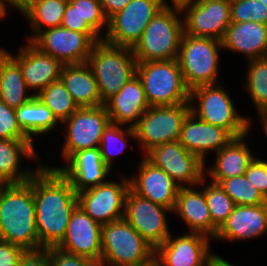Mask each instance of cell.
Here are the masks:
<instances>
[{
  "label": "cell",
  "instance_id": "cell-1",
  "mask_svg": "<svg viewBox=\"0 0 267 266\" xmlns=\"http://www.w3.org/2000/svg\"><path fill=\"white\" fill-rule=\"evenodd\" d=\"M35 221L42 248L57 247L64 239L77 193L59 171L42 165L33 175Z\"/></svg>",
  "mask_w": 267,
  "mask_h": 266
},
{
  "label": "cell",
  "instance_id": "cell-2",
  "mask_svg": "<svg viewBox=\"0 0 267 266\" xmlns=\"http://www.w3.org/2000/svg\"><path fill=\"white\" fill-rule=\"evenodd\" d=\"M0 240L38 250L33 176L24 183L0 184Z\"/></svg>",
  "mask_w": 267,
  "mask_h": 266
},
{
  "label": "cell",
  "instance_id": "cell-3",
  "mask_svg": "<svg viewBox=\"0 0 267 266\" xmlns=\"http://www.w3.org/2000/svg\"><path fill=\"white\" fill-rule=\"evenodd\" d=\"M224 83L190 90L191 112L200 120L225 129L233 138L250 132V116H243Z\"/></svg>",
  "mask_w": 267,
  "mask_h": 266
},
{
  "label": "cell",
  "instance_id": "cell-4",
  "mask_svg": "<svg viewBox=\"0 0 267 266\" xmlns=\"http://www.w3.org/2000/svg\"><path fill=\"white\" fill-rule=\"evenodd\" d=\"M184 33L181 10L164 6L132 48L137 62L176 59Z\"/></svg>",
  "mask_w": 267,
  "mask_h": 266
},
{
  "label": "cell",
  "instance_id": "cell-5",
  "mask_svg": "<svg viewBox=\"0 0 267 266\" xmlns=\"http://www.w3.org/2000/svg\"><path fill=\"white\" fill-rule=\"evenodd\" d=\"M221 50L223 52L221 40L183 33L177 60L189 90L222 83L218 79Z\"/></svg>",
  "mask_w": 267,
  "mask_h": 266
},
{
  "label": "cell",
  "instance_id": "cell-6",
  "mask_svg": "<svg viewBox=\"0 0 267 266\" xmlns=\"http://www.w3.org/2000/svg\"><path fill=\"white\" fill-rule=\"evenodd\" d=\"M87 63L94 73L103 102L136 75L137 60L132 48L114 46L103 40L94 44Z\"/></svg>",
  "mask_w": 267,
  "mask_h": 266
},
{
  "label": "cell",
  "instance_id": "cell-7",
  "mask_svg": "<svg viewBox=\"0 0 267 266\" xmlns=\"http://www.w3.org/2000/svg\"><path fill=\"white\" fill-rule=\"evenodd\" d=\"M136 75L142 81L150 107L189 102L187 88L176 59L137 62Z\"/></svg>",
  "mask_w": 267,
  "mask_h": 266
},
{
  "label": "cell",
  "instance_id": "cell-8",
  "mask_svg": "<svg viewBox=\"0 0 267 266\" xmlns=\"http://www.w3.org/2000/svg\"><path fill=\"white\" fill-rule=\"evenodd\" d=\"M99 266H137L155 257L152 247L124 218L102 225Z\"/></svg>",
  "mask_w": 267,
  "mask_h": 266
},
{
  "label": "cell",
  "instance_id": "cell-9",
  "mask_svg": "<svg viewBox=\"0 0 267 266\" xmlns=\"http://www.w3.org/2000/svg\"><path fill=\"white\" fill-rule=\"evenodd\" d=\"M110 117L104 105L79 107L69 118L61 123L63 143L60 150L62 163L48 168L58 170L74 153L100 146L103 130L110 124Z\"/></svg>",
  "mask_w": 267,
  "mask_h": 266
},
{
  "label": "cell",
  "instance_id": "cell-10",
  "mask_svg": "<svg viewBox=\"0 0 267 266\" xmlns=\"http://www.w3.org/2000/svg\"><path fill=\"white\" fill-rule=\"evenodd\" d=\"M190 112L189 102L149 107L133 127L136 147L142 156L155 146L179 141L183 122Z\"/></svg>",
  "mask_w": 267,
  "mask_h": 266
},
{
  "label": "cell",
  "instance_id": "cell-11",
  "mask_svg": "<svg viewBox=\"0 0 267 266\" xmlns=\"http://www.w3.org/2000/svg\"><path fill=\"white\" fill-rule=\"evenodd\" d=\"M163 7V0H131L123 10L108 19L102 40L114 46L133 48L146 26Z\"/></svg>",
  "mask_w": 267,
  "mask_h": 266
},
{
  "label": "cell",
  "instance_id": "cell-12",
  "mask_svg": "<svg viewBox=\"0 0 267 266\" xmlns=\"http://www.w3.org/2000/svg\"><path fill=\"white\" fill-rule=\"evenodd\" d=\"M118 181L107 182L77 193L78 205L101 225L124 218L126 194L130 189L129 177L124 172Z\"/></svg>",
  "mask_w": 267,
  "mask_h": 266
},
{
  "label": "cell",
  "instance_id": "cell-13",
  "mask_svg": "<svg viewBox=\"0 0 267 266\" xmlns=\"http://www.w3.org/2000/svg\"><path fill=\"white\" fill-rule=\"evenodd\" d=\"M172 210L128 190L124 219L155 249L172 234L168 215Z\"/></svg>",
  "mask_w": 267,
  "mask_h": 266
},
{
  "label": "cell",
  "instance_id": "cell-14",
  "mask_svg": "<svg viewBox=\"0 0 267 266\" xmlns=\"http://www.w3.org/2000/svg\"><path fill=\"white\" fill-rule=\"evenodd\" d=\"M144 156L180 187L196 186L205 177V163L187 151L179 141L155 146Z\"/></svg>",
  "mask_w": 267,
  "mask_h": 266
},
{
  "label": "cell",
  "instance_id": "cell-15",
  "mask_svg": "<svg viewBox=\"0 0 267 266\" xmlns=\"http://www.w3.org/2000/svg\"><path fill=\"white\" fill-rule=\"evenodd\" d=\"M184 33L222 40L231 24L230 0H200L181 10Z\"/></svg>",
  "mask_w": 267,
  "mask_h": 266
},
{
  "label": "cell",
  "instance_id": "cell-16",
  "mask_svg": "<svg viewBox=\"0 0 267 266\" xmlns=\"http://www.w3.org/2000/svg\"><path fill=\"white\" fill-rule=\"evenodd\" d=\"M211 242L209 237L198 233L170 235L155 249V257L160 266H208L214 254Z\"/></svg>",
  "mask_w": 267,
  "mask_h": 266
},
{
  "label": "cell",
  "instance_id": "cell-17",
  "mask_svg": "<svg viewBox=\"0 0 267 266\" xmlns=\"http://www.w3.org/2000/svg\"><path fill=\"white\" fill-rule=\"evenodd\" d=\"M31 42L63 65L86 63L95 44L86 33L61 26L41 31Z\"/></svg>",
  "mask_w": 267,
  "mask_h": 266
},
{
  "label": "cell",
  "instance_id": "cell-18",
  "mask_svg": "<svg viewBox=\"0 0 267 266\" xmlns=\"http://www.w3.org/2000/svg\"><path fill=\"white\" fill-rule=\"evenodd\" d=\"M1 48L20 66L28 89L37 95L50 83L60 79L63 64L51 55L42 52L31 41H27L13 54Z\"/></svg>",
  "mask_w": 267,
  "mask_h": 266
},
{
  "label": "cell",
  "instance_id": "cell-19",
  "mask_svg": "<svg viewBox=\"0 0 267 266\" xmlns=\"http://www.w3.org/2000/svg\"><path fill=\"white\" fill-rule=\"evenodd\" d=\"M102 225L93 220L79 205L72 211L59 249L86 257L100 264L102 255Z\"/></svg>",
  "mask_w": 267,
  "mask_h": 266
},
{
  "label": "cell",
  "instance_id": "cell-20",
  "mask_svg": "<svg viewBox=\"0 0 267 266\" xmlns=\"http://www.w3.org/2000/svg\"><path fill=\"white\" fill-rule=\"evenodd\" d=\"M138 161L136 172L128 175L130 189L155 204L174 210L180 186L145 156Z\"/></svg>",
  "mask_w": 267,
  "mask_h": 266
},
{
  "label": "cell",
  "instance_id": "cell-21",
  "mask_svg": "<svg viewBox=\"0 0 267 266\" xmlns=\"http://www.w3.org/2000/svg\"><path fill=\"white\" fill-rule=\"evenodd\" d=\"M36 148L30 139H0V184L27 182L44 163ZM22 161L29 166L22 167Z\"/></svg>",
  "mask_w": 267,
  "mask_h": 266
},
{
  "label": "cell",
  "instance_id": "cell-22",
  "mask_svg": "<svg viewBox=\"0 0 267 266\" xmlns=\"http://www.w3.org/2000/svg\"><path fill=\"white\" fill-rule=\"evenodd\" d=\"M267 236V204L236 205L213 241L244 242Z\"/></svg>",
  "mask_w": 267,
  "mask_h": 266
},
{
  "label": "cell",
  "instance_id": "cell-23",
  "mask_svg": "<svg viewBox=\"0 0 267 266\" xmlns=\"http://www.w3.org/2000/svg\"><path fill=\"white\" fill-rule=\"evenodd\" d=\"M252 119L253 117L250 115V132L232 138L221 150L215 153L211 166L205 163V177H208V180L218 184L223 179L243 175L257 157V154L251 150L247 139L252 126H255Z\"/></svg>",
  "mask_w": 267,
  "mask_h": 266
},
{
  "label": "cell",
  "instance_id": "cell-24",
  "mask_svg": "<svg viewBox=\"0 0 267 266\" xmlns=\"http://www.w3.org/2000/svg\"><path fill=\"white\" fill-rule=\"evenodd\" d=\"M172 214H176L175 216H178V219L180 218L183 221L187 226L188 231L186 232L188 233L202 234L211 240L217 235L218 229L212 224L203 191V179L196 186L179 188Z\"/></svg>",
  "mask_w": 267,
  "mask_h": 266
},
{
  "label": "cell",
  "instance_id": "cell-25",
  "mask_svg": "<svg viewBox=\"0 0 267 266\" xmlns=\"http://www.w3.org/2000/svg\"><path fill=\"white\" fill-rule=\"evenodd\" d=\"M58 170L76 193L107 182L113 174L102 160L99 147L77 151Z\"/></svg>",
  "mask_w": 267,
  "mask_h": 266
},
{
  "label": "cell",
  "instance_id": "cell-26",
  "mask_svg": "<svg viewBox=\"0 0 267 266\" xmlns=\"http://www.w3.org/2000/svg\"><path fill=\"white\" fill-rule=\"evenodd\" d=\"M232 138L225 129L202 121L190 112L183 122L179 142L207 163L208 156L221 150Z\"/></svg>",
  "mask_w": 267,
  "mask_h": 266
},
{
  "label": "cell",
  "instance_id": "cell-27",
  "mask_svg": "<svg viewBox=\"0 0 267 266\" xmlns=\"http://www.w3.org/2000/svg\"><path fill=\"white\" fill-rule=\"evenodd\" d=\"M111 123L133 128L150 107L147 103L142 81L137 75L131 78L120 91L104 102Z\"/></svg>",
  "mask_w": 267,
  "mask_h": 266
},
{
  "label": "cell",
  "instance_id": "cell-28",
  "mask_svg": "<svg viewBox=\"0 0 267 266\" xmlns=\"http://www.w3.org/2000/svg\"><path fill=\"white\" fill-rule=\"evenodd\" d=\"M222 41L223 51L243 55L246 62L267 57V25L231 22Z\"/></svg>",
  "mask_w": 267,
  "mask_h": 266
},
{
  "label": "cell",
  "instance_id": "cell-29",
  "mask_svg": "<svg viewBox=\"0 0 267 266\" xmlns=\"http://www.w3.org/2000/svg\"><path fill=\"white\" fill-rule=\"evenodd\" d=\"M60 80L78 107L104 105L94 73L87 62L63 65Z\"/></svg>",
  "mask_w": 267,
  "mask_h": 266
},
{
  "label": "cell",
  "instance_id": "cell-30",
  "mask_svg": "<svg viewBox=\"0 0 267 266\" xmlns=\"http://www.w3.org/2000/svg\"><path fill=\"white\" fill-rule=\"evenodd\" d=\"M33 97L20 66L0 47V100L17 109Z\"/></svg>",
  "mask_w": 267,
  "mask_h": 266
},
{
  "label": "cell",
  "instance_id": "cell-31",
  "mask_svg": "<svg viewBox=\"0 0 267 266\" xmlns=\"http://www.w3.org/2000/svg\"><path fill=\"white\" fill-rule=\"evenodd\" d=\"M15 112L22 131L34 144H37L35 142L37 137L43 136L44 138L61 127V123L55 118L52 111L36 96L15 109Z\"/></svg>",
  "mask_w": 267,
  "mask_h": 266
},
{
  "label": "cell",
  "instance_id": "cell-32",
  "mask_svg": "<svg viewBox=\"0 0 267 266\" xmlns=\"http://www.w3.org/2000/svg\"><path fill=\"white\" fill-rule=\"evenodd\" d=\"M68 0H35L22 17L28 22L31 34L26 36L32 41L41 31L60 27Z\"/></svg>",
  "mask_w": 267,
  "mask_h": 266
},
{
  "label": "cell",
  "instance_id": "cell-33",
  "mask_svg": "<svg viewBox=\"0 0 267 266\" xmlns=\"http://www.w3.org/2000/svg\"><path fill=\"white\" fill-rule=\"evenodd\" d=\"M242 91L248 93L255 112L267 102V57L247 61Z\"/></svg>",
  "mask_w": 267,
  "mask_h": 266
},
{
  "label": "cell",
  "instance_id": "cell-34",
  "mask_svg": "<svg viewBox=\"0 0 267 266\" xmlns=\"http://www.w3.org/2000/svg\"><path fill=\"white\" fill-rule=\"evenodd\" d=\"M135 139V132L133 128L110 122V124L103 130L99 146L104 163L113 170V163L116 161V156L125 153L128 145L131 141L135 142Z\"/></svg>",
  "mask_w": 267,
  "mask_h": 266
},
{
  "label": "cell",
  "instance_id": "cell-35",
  "mask_svg": "<svg viewBox=\"0 0 267 266\" xmlns=\"http://www.w3.org/2000/svg\"><path fill=\"white\" fill-rule=\"evenodd\" d=\"M35 96L52 111L60 123L79 108L60 79L50 83Z\"/></svg>",
  "mask_w": 267,
  "mask_h": 266
},
{
  "label": "cell",
  "instance_id": "cell-36",
  "mask_svg": "<svg viewBox=\"0 0 267 266\" xmlns=\"http://www.w3.org/2000/svg\"><path fill=\"white\" fill-rule=\"evenodd\" d=\"M203 178V191L207 201L212 224L219 229L236 207L235 202L220 187L219 184Z\"/></svg>",
  "mask_w": 267,
  "mask_h": 266
},
{
  "label": "cell",
  "instance_id": "cell-37",
  "mask_svg": "<svg viewBox=\"0 0 267 266\" xmlns=\"http://www.w3.org/2000/svg\"><path fill=\"white\" fill-rule=\"evenodd\" d=\"M218 184L236 205L267 204V199L249 182L244 174L223 179Z\"/></svg>",
  "mask_w": 267,
  "mask_h": 266
},
{
  "label": "cell",
  "instance_id": "cell-38",
  "mask_svg": "<svg viewBox=\"0 0 267 266\" xmlns=\"http://www.w3.org/2000/svg\"><path fill=\"white\" fill-rule=\"evenodd\" d=\"M231 22H257L267 25V6L261 0L230 1Z\"/></svg>",
  "mask_w": 267,
  "mask_h": 266
},
{
  "label": "cell",
  "instance_id": "cell-39",
  "mask_svg": "<svg viewBox=\"0 0 267 266\" xmlns=\"http://www.w3.org/2000/svg\"><path fill=\"white\" fill-rule=\"evenodd\" d=\"M78 11L82 21L103 38L108 28V19L105 17L100 0H68ZM103 35V36H102Z\"/></svg>",
  "mask_w": 267,
  "mask_h": 266
},
{
  "label": "cell",
  "instance_id": "cell-40",
  "mask_svg": "<svg viewBox=\"0 0 267 266\" xmlns=\"http://www.w3.org/2000/svg\"><path fill=\"white\" fill-rule=\"evenodd\" d=\"M0 139H29L22 131L15 109L0 100Z\"/></svg>",
  "mask_w": 267,
  "mask_h": 266
},
{
  "label": "cell",
  "instance_id": "cell-41",
  "mask_svg": "<svg viewBox=\"0 0 267 266\" xmlns=\"http://www.w3.org/2000/svg\"><path fill=\"white\" fill-rule=\"evenodd\" d=\"M61 27L76 32L86 33L95 43L102 40L86 21H82L77 9L69 1L65 8Z\"/></svg>",
  "mask_w": 267,
  "mask_h": 266
},
{
  "label": "cell",
  "instance_id": "cell-42",
  "mask_svg": "<svg viewBox=\"0 0 267 266\" xmlns=\"http://www.w3.org/2000/svg\"><path fill=\"white\" fill-rule=\"evenodd\" d=\"M50 266H99L95 261L83 256L67 253L58 247L48 248Z\"/></svg>",
  "mask_w": 267,
  "mask_h": 266
},
{
  "label": "cell",
  "instance_id": "cell-43",
  "mask_svg": "<svg viewBox=\"0 0 267 266\" xmlns=\"http://www.w3.org/2000/svg\"><path fill=\"white\" fill-rule=\"evenodd\" d=\"M244 175L267 199V160L256 157Z\"/></svg>",
  "mask_w": 267,
  "mask_h": 266
},
{
  "label": "cell",
  "instance_id": "cell-44",
  "mask_svg": "<svg viewBox=\"0 0 267 266\" xmlns=\"http://www.w3.org/2000/svg\"><path fill=\"white\" fill-rule=\"evenodd\" d=\"M24 251L17 245L0 240V266H18Z\"/></svg>",
  "mask_w": 267,
  "mask_h": 266
},
{
  "label": "cell",
  "instance_id": "cell-45",
  "mask_svg": "<svg viewBox=\"0 0 267 266\" xmlns=\"http://www.w3.org/2000/svg\"><path fill=\"white\" fill-rule=\"evenodd\" d=\"M18 266H50L48 248L24 251Z\"/></svg>",
  "mask_w": 267,
  "mask_h": 266
},
{
  "label": "cell",
  "instance_id": "cell-46",
  "mask_svg": "<svg viewBox=\"0 0 267 266\" xmlns=\"http://www.w3.org/2000/svg\"><path fill=\"white\" fill-rule=\"evenodd\" d=\"M131 0H100L103 13L107 19L123 10Z\"/></svg>",
  "mask_w": 267,
  "mask_h": 266
},
{
  "label": "cell",
  "instance_id": "cell-47",
  "mask_svg": "<svg viewBox=\"0 0 267 266\" xmlns=\"http://www.w3.org/2000/svg\"><path fill=\"white\" fill-rule=\"evenodd\" d=\"M35 0H2L5 9L9 12L11 11H17V15L21 14V16L24 15V13L32 6L33 2Z\"/></svg>",
  "mask_w": 267,
  "mask_h": 266
},
{
  "label": "cell",
  "instance_id": "cell-48",
  "mask_svg": "<svg viewBox=\"0 0 267 266\" xmlns=\"http://www.w3.org/2000/svg\"><path fill=\"white\" fill-rule=\"evenodd\" d=\"M200 0H163L164 6L173 7L182 10L188 5L196 4Z\"/></svg>",
  "mask_w": 267,
  "mask_h": 266
},
{
  "label": "cell",
  "instance_id": "cell-49",
  "mask_svg": "<svg viewBox=\"0 0 267 266\" xmlns=\"http://www.w3.org/2000/svg\"><path fill=\"white\" fill-rule=\"evenodd\" d=\"M234 262L231 263L230 261L224 259V257L219 256L216 252L211 257L208 266H236ZM238 266V265H237Z\"/></svg>",
  "mask_w": 267,
  "mask_h": 266
},
{
  "label": "cell",
  "instance_id": "cell-50",
  "mask_svg": "<svg viewBox=\"0 0 267 266\" xmlns=\"http://www.w3.org/2000/svg\"><path fill=\"white\" fill-rule=\"evenodd\" d=\"M258 124H260L259 126H261L262 129V133L265 136V138L267 139V117H258Z\"/></svg>",
  "mask_w": 267,
  "mask_h": 266
},
{
  "label": "cell",
  "instance_id": "cell-51",
  "mask_svg": "<svg viewBox=\"0 0 267 266\" xmlns=\"http://www.w3.org/2000/svg\"><path fill=\"white\" fill-rule=\"evenodd\" d=\"M8 14L10 15V13H8V11L5 9L2 0H0V21H3L5 18H7Z\"/></svg>",
  "mask_w": 267,
  "mask_h": 266
},
{
  "label": "cell",
  "instance_id": "cell-52",
  "mask_svg": "<svg viewBox=\"0 0 267 266\" xmlns=\"http://www.w3.org/2000/svg\"><path fill=\"white\" fill-rule=\"evenodd\" d=\"M258 117H267V102L258 110L256 111Z\"/></svg>",
  "mask_w": 267,
  "mask_h": 266
},
{
  "label": "cell",
  "instance_id": "cell-53",
  "mask_svg": "<svg viewBox=\"0 0 267 266\" xmlns=\"http://www.w3.org/2000/svg\"><path fill=\"white\" fill-rule=\"evenodd\" d=\"M137 266H160V264H159L157 258L154 257L151 260H149L148 262L141 264V265H137Z\"/></svg>",
  "mask_w": 267,
  "mask_h": 266
},
{
  "label": "cell",
  "instance_id": "cell-54",
  "mask_svg": "<svg viewBox=\"0 0 267 266\" xmlns=\"http://www.w3.org/2000/svg\"><path fill=\"white\" fill-rule=\"evenodd\" d=\"M267 6V0H261Z\"/></svg>",
  "mask_w": 267,
  "mask_h": 266
}]
</instances>
